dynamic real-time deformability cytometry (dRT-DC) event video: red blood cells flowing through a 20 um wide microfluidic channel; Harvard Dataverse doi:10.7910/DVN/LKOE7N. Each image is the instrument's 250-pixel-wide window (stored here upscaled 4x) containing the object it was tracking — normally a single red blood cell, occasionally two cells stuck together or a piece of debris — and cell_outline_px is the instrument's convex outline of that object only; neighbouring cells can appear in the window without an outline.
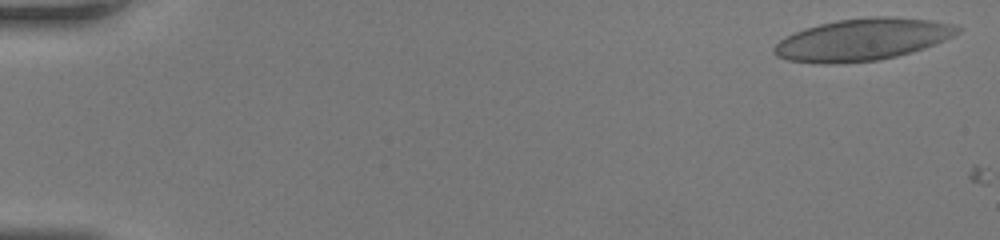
{"species": "human", "species_latin": "Homo sapiens", "temperature_condition": "room temperature", "stored_images_in_passage": 5, "camera_frame_rate_fps": 3000, "um_per_image_px": 0.085, "donor": {"sex": "female"}, "frame": {"image": 1, "passage_image": 2, "time_ms": 0.333, "image_size_px": [1000, 240], "cell_outline_px": [[964, 28], [960, 32], [936, 44], [912, 52], [880, 60], [836, 64], [820, 64], [788, 60], [776, 56], [772, 52], [772, 48], [784, 36], [804, 28], [836, 20], [876, 16], [892, 16], [932, 20], [956, 24]], "centroid_in_image_um": [73.32, 3.36], "position_along_channel_um": 11.7, "area_um2": 45.37}}